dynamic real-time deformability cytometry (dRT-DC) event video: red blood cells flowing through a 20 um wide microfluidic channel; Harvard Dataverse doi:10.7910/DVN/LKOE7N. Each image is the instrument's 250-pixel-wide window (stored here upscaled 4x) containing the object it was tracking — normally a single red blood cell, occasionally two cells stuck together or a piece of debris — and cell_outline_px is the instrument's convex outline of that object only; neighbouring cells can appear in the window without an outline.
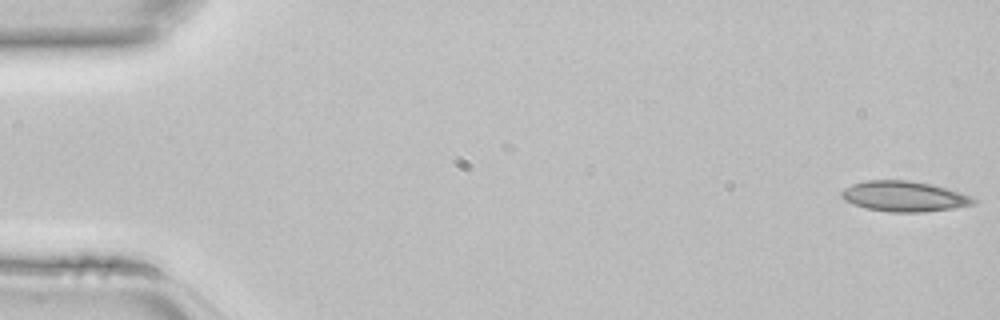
{"species": "common noctule bat (a hibernating species)", "species_latin": "Nyctalus noctula", "temperature_condition": "room temperature", "stored_images_in_passage": 44, "camera_frame_rate_fps": 3000, "um_per_image_px": 0.085, "animal": {"sex": "female", "body_mass_g": 22.7, "forearm_length_mm": 54.2}, "frame": {"image": 1, "passage_image": 1, "time_ms": 0.0, "image_size_px": [1000, 320], "cell_outline_px": [[980, 200], [976, 204], [952, 208], [924, 212], [888, 212], [864, 208], [844, 200], [840, 196], [840, 192], [844, 188], [852, 184], [868, 180], [908, 180], [932, 184], [948, 188], [972, 196]], "centroid_in_image_um": [76.88, 16.69], "position_along_channel_um": 8.1, "area_um2": 23.7}}
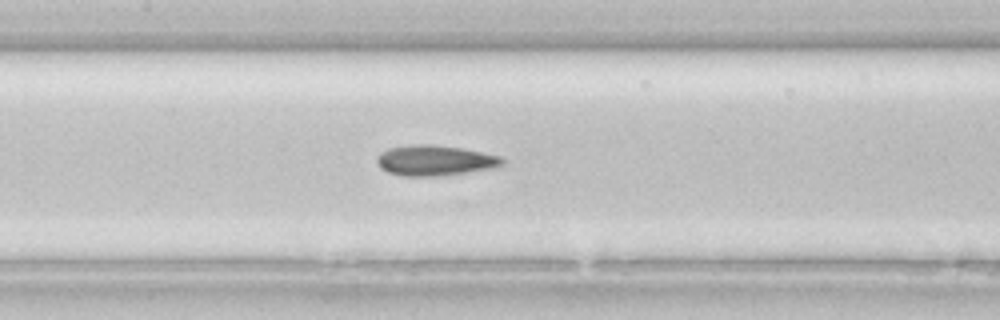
{"frame": {"image": 2, "passage_image": 21, "time_ms": 6.667, "image_size_px": [1000, 320], "cell_outline_px": [[504, 164], [492, 168], [440, 176], [404, 176], [388, 172], [380, 168], [376, 160], [376, 156], [380, 152], [388, 148], [416, 144], [432, 144], [460, 148], [504, 156]], "centroid_in_image_um": [36.96, 13.63], "position_along_channel_um": 170.4, "area_um2": 22.31}}
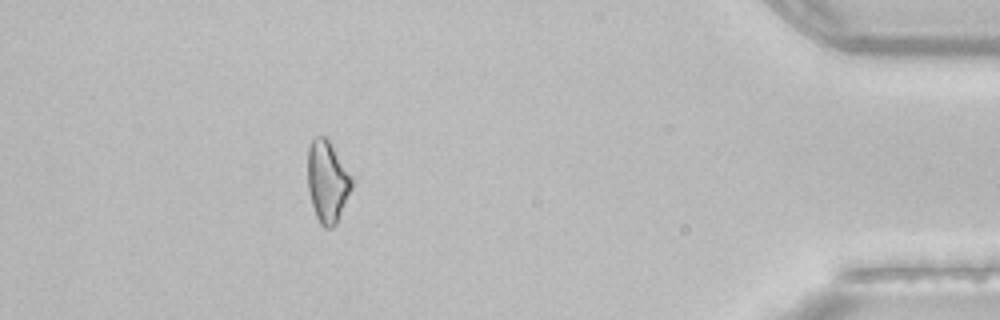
{"frame": {"image": 3, "passage_image": 40, "time_ms": 13.0, "image_size_px": [1000, 320], "cell_outline_px": [[352, 188], [336, 224], [332, 228], [324, 228], [320, 224], [316, 216], [308, 192], [308, 148], [312, 140], [316, 136], [328, 136], [352, 176]], "centroid_in_image_um": [27.83, 15.4], "position_along_channel_um": 407.4, "area_um2": 21.21}}